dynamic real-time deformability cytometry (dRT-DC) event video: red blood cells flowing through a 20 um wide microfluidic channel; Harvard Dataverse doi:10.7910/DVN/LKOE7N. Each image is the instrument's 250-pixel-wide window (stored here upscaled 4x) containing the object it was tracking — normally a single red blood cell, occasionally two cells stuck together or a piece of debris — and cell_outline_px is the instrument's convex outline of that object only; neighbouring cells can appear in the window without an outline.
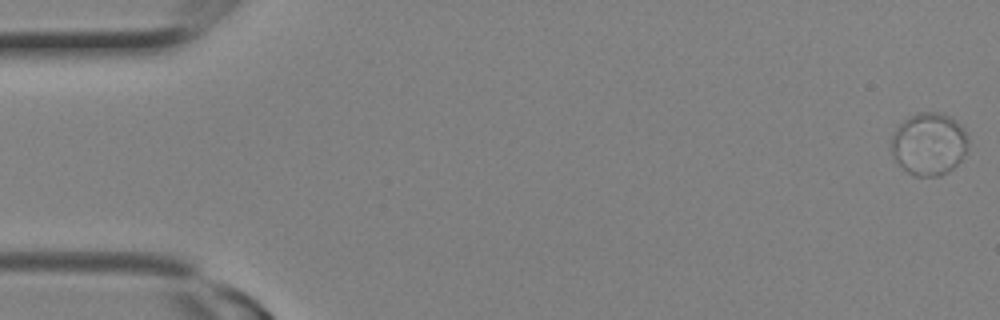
{"species": "Egyptian fruit bat (a non-hibernating species)", "species_latin": "Rousettus aegyptiacus", "temperature_condition": "room temperature", "stored_images_in_passage": 8, "camera_frame_rate_fps": 3000, "um_per_image_px": 0.085, "animal": {"sex": "female"}, "frame": {"image": 1, "passage_image": 1, "time_ms": 0.0, "image_size_px": [1000, 320], "cell_outline_px": [[968, 148], [960, 160], [948, 172], [940, 176], [916, 176], [908, 172], [892, 156], [892, 136], [900, 124], [904, 120], [916, 112], [944, 112], [956, 120], [964, 128], [968, 136]], "centroid_in_image_um": [78.99, 12.21], "position_along_channel_um": 6.0, "area_um2": 28.09}}